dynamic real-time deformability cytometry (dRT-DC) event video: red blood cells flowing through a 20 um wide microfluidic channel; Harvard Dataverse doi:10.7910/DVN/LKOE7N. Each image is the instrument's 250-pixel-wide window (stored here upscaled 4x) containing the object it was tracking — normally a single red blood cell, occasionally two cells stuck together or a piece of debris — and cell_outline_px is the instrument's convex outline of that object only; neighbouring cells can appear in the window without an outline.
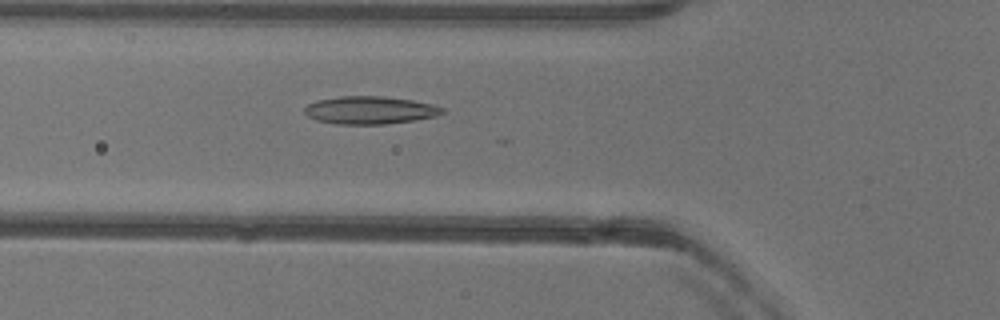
{"species": "common noctule bat (a hibernating species)", "species_latin": "Nyctalus noctula", "temperature_condition": "warm", "stored_images_in_passage": 22, "camera_frame_rate_fps": 3000, "um_per_image_px": 0.085, "animal": {"sex": "female"}, "frame": {"image": 1, "passage_image": 18, "time_ms": 5.667, "image_size_px": [1000, 320], "cell_outline_px": [[448, 112], [436, 116], [416, 120], [384, 124], [336, 124], [316, 120], [308, 116], [304, 112], [304, 108], [308, 104], [316, 100], [340, 96], [384, 96], [412, 100], [432, 104], [444, 108]], "centroid_in_image_um": [31.47, 9.36], "position_along_channel_um": 94.3, "area_um2": 22.48}}
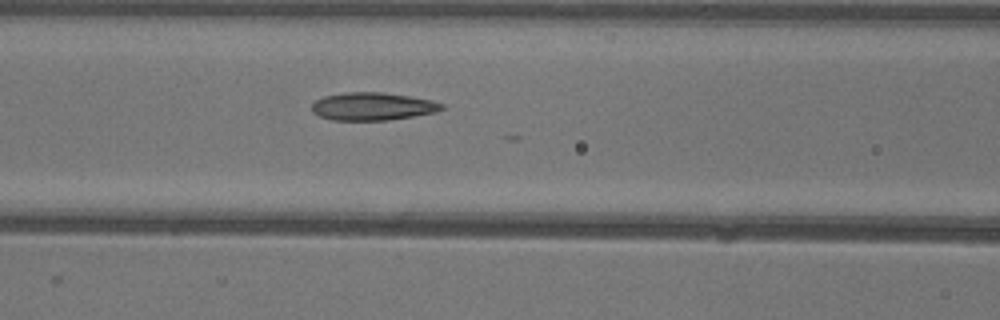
{"frame": {"image": 2, "passage_image": 21, "time_ms": 6.667, "image_size_px": [1000, 320], "cell_outline_px": [[444, 108], [436, 112], [388, 120], [332, 120], [320, 116], [312, 112], [312, 104], [316, 100], [324, 96], [344, 92], [384, 92], [412, 96], [432, 100], [444, 104]], "centroid_in_image_um": [31.68, 9.03], "position_along_channel_um": 134.9, "area_um2": 21.15}}